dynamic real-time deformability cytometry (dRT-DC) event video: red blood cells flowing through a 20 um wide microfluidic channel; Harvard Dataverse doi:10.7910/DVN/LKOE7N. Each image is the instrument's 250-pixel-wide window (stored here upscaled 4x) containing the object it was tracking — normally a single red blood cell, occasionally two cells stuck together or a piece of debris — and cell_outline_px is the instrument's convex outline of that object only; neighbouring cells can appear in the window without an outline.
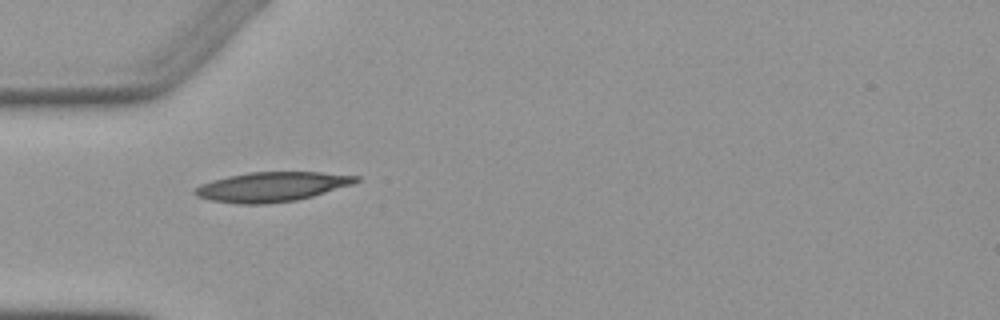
{"species": "Egyptian fruit bat (a non-hibernating species)", "species_latin": "Rousettus aegyptiacus", "temperature_condition": "warm", "stored_images_in_passage": 3, "camera_frame_rate_fps": 3000, "um_per_image_px": 0.085, "animal": {"sex": "female"}, "frame": {"image": 1, "passage_image": 2, "time_ms": 2.0, "image_size_px": [1000, 320], "cell_outline_px": [[360, 180], [352, 184], [312, 196], [296, 200], [268, 204], [240, 204], [212, 200], [196, 196], [192, 192], [200, 184], [212, 180], [228, 176], [248, 172], [320, 172], [360, 176]], "centroid_in_image_um": [23.09, 15.87], "position_along_channel_um": 61.9, "area_um2": 27.69}}